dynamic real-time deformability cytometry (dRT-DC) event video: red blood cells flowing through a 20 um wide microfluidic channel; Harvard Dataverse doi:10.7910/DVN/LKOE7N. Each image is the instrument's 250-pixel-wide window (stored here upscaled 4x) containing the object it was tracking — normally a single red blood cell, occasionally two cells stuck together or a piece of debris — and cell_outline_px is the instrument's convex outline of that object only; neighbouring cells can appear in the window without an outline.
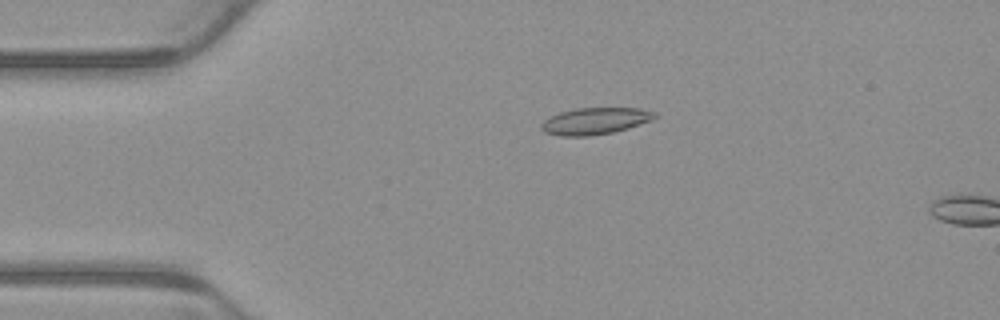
{"species": "common noctule bat (a hibernating species)", "species_latin": "Nyctalus noctula", "temperature_condition": "warm", "stored_images_in_passage": 2, "camera_frame_rate_fps": 3000, "um_per_image_px": 0.085, "animal": {"sex": "male", "body_mass_g": 23.1, "forearm_length_mm": 52.7}, "frame": {"image": 1, "passage_image": 1, "time_ms": 0.0, "image_size_px": [1000, 320], "cell_outline_px": [[656, 116], [652, 120], [628, 128], [612, 132], [588, 136], [560, 136], [544, 132], [540, 128], [540, 124], [544, 120], [560, 112], [576, 108], [640, 108], [656, 112]], "centroid_in_image_um": [50.57, 10.28], "position_along_channel_um": 34.4, "area_um2": 17.63}}